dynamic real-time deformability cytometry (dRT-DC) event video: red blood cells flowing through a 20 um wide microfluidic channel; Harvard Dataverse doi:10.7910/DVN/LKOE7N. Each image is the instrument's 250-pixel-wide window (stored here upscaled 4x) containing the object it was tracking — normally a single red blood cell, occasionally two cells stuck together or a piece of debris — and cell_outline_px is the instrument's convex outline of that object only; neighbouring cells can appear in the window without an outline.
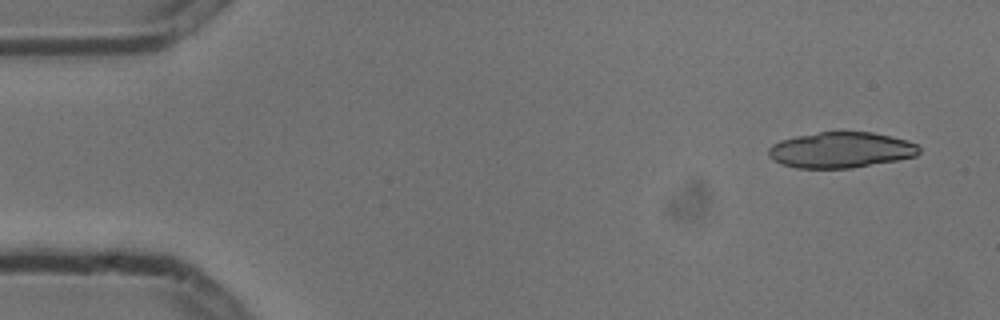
{"species": "common noctule bat (a hibernating species)", "species_latin": "Nyctalus noctula", "temperature_condition": "cold", "stored_images_in_passage": 10, "segment_of_instrument_passage": [1, 2], "camera_frame_rate_fps": 3000, "um_per_image_px": 0.085, "animal": {"sex": "male", "body_mass_g": 13.3}, "frame": {"image": 1, "passage_image": 1, "time_ms": 0.0, "image_size_px": [1000, 320], "cell_outline_px": [[920, 152], [916, 156], [896, 160], [852, 168], [796, 168], [780, 164], [772, 160], [768, 156], [768, 148], [772, 144], [780, 140], [796, 136], [820, 132], [872, 132], [892, 136], [908, 140], [916, 144], [920, 148]], "centroid_in_image_um": [71.45, 12.75], "position_along_channel_um": 13.5, "area_um2": 31.56}}